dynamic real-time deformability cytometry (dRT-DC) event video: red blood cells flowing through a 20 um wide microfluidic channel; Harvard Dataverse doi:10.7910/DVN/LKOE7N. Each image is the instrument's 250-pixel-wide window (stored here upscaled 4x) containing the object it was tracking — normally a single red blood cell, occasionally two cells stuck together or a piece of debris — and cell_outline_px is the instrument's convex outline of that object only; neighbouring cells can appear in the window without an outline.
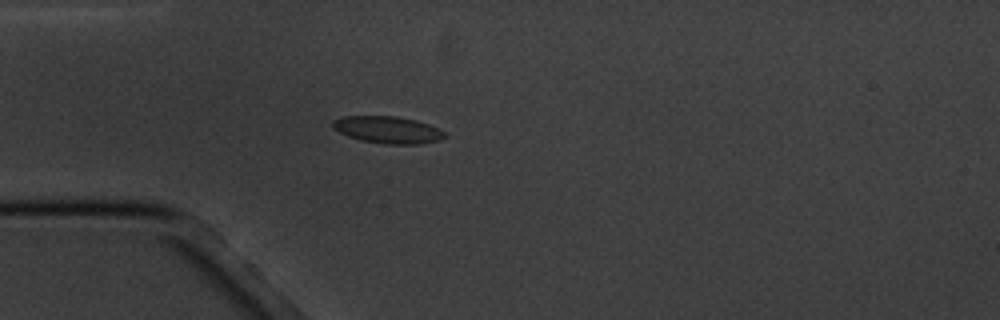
{"species": "common noctule bat (a hibernating species)", "species_latin": "Nyctalus noctula", "temperature_condition": "cold", "stored_images_in_passage": 6, "camera_frame_rate_fps": 3000, "um_per_image_px": 0.085, "animal": {"sex": "male", "body_mass_g": 20.1, "forearm_length_mm": 53.5}, "frame": {"image": 1, "passage_image": 5, "time_ms": 4.667, "image_size_px": [1000, 320], "cell_outline_px": [[448, 136], [440, 140], [420, 144], [384, 144], [360, 140], [348, 136], [332, 128], [332, 120], [344, 116], [396, 116], [416, 120], [428, 124], [444, 132]], "centroid_in_image_um": [32.95, 11.03], "position_along_channel_um": 52.0, "area_um2": 17.69}}